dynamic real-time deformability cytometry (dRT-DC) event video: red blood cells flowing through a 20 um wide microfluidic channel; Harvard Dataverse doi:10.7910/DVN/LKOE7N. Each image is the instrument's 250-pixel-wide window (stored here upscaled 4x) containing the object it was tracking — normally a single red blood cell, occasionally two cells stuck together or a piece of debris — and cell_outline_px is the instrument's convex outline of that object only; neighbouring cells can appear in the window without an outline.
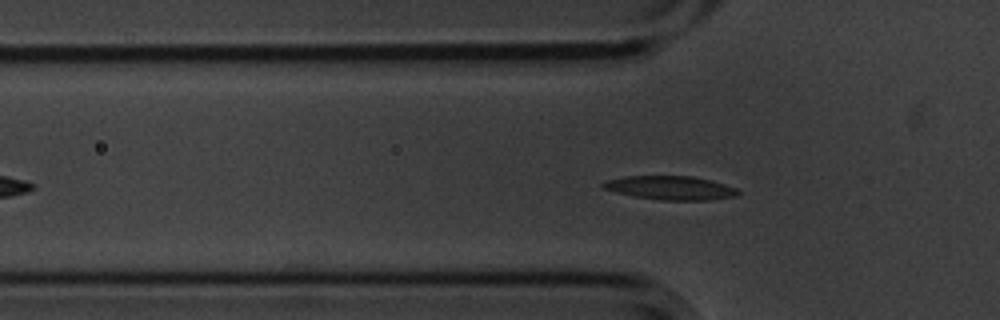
{"species": "common noctule bat (a hibernating species)", "species_latin": "Nyctalus noctula", "temperature_condition": "cold", "stored_images_in_passage": 44, "camera_frame_rate_fps": 3000, "um_per_image_px": 0.085, "animal": {"sex": "male", "body_mass_g": 20.1, "forearm_length_mm": 53.5}, "frame": {"image": 1, "passage_image": 14, "time_ms": 4.333, "image_size_px": [1000, 320], "cell_outline_px": [[740, 192], [736, 196], [712, 200], [660, 200], [632, 196], [600, 188], [600, 184], [604, 180], [624, 176], [692, 176], [712, 180], [736, 188]], "centroid_in_image_um": [56.94, 15.96], "position_along_channel_um": 68.9, "area_um2": 18.96}}
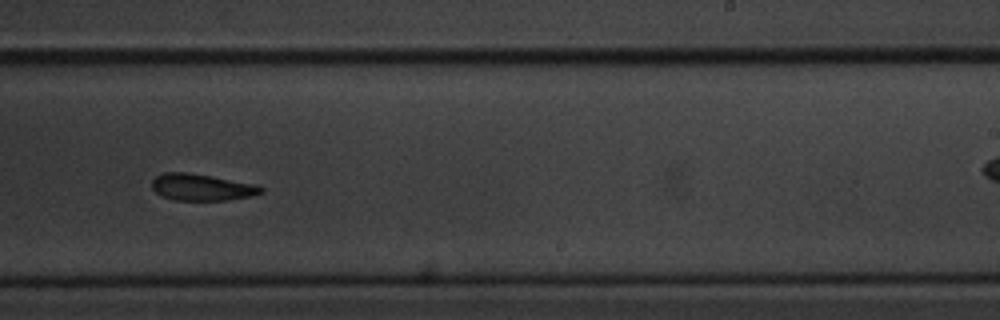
{"frame": {"image": 2, "passage_image": 31, "time_ms": 10.0, "image_size_px": [1000, 320], "cell_outline_px": [[264, 192], [252, 196], [224, 200], [176, 200], [164, 196], [156, 192], [152, 188], [152, 180], [156, 176], [164, 172], [188, 172], [256, 184], [264, 188]], "centroid_in_image_um": [17.16, 15.91], "position_along_channel_um": 271.8, "area_um2": 16.88}}
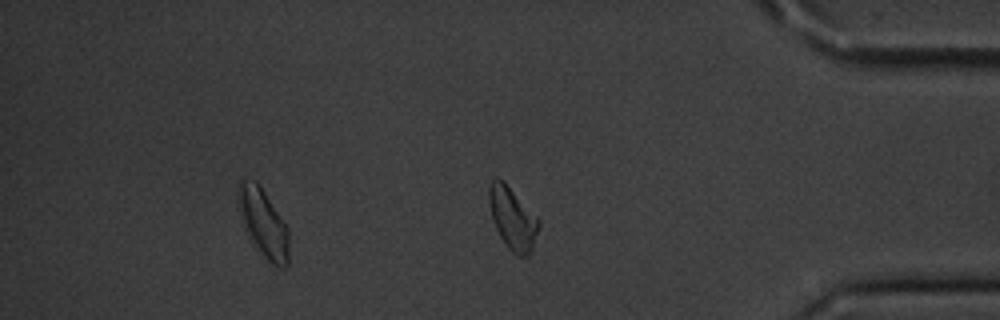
{"frame": {"image": 3, "passage_image": 43, "time_ms": 14.0, "image_size_px": [1000, 320], "cell_outline_px": [[288, 264], [284, 268], [280, 268], [272, 264], [268, 260], [240, 224], [236, 200], [236, 188], [240, 180], [256, 180], [260, 184], [288, 228]], "centroid_in_image_um": [22.32, 18.88], "position_along_channel_um": 412.9, "area_um2": 20.4}, "authors_computed_cell_mechanics": {"area_um2": 18.0047, "velocity_mm_per_s": 3.584, "shape_relaxation_time_tau1_ms": 3.9069, "shape_relaxation_time_tau2_ms": 10.3758, "deformation_change_tau1": 0.0978, "deformation_change_tau2": 0.1966}}